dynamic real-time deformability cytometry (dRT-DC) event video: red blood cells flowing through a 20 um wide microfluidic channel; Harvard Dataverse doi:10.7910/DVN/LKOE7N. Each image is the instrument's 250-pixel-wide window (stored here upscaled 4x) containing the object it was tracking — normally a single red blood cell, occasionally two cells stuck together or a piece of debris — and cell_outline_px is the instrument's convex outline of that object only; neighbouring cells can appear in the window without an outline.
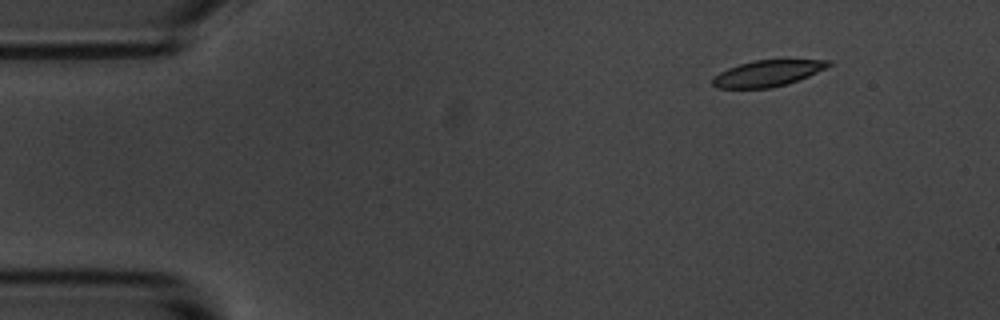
{"species": "common noctule bat (a hibernating species)", "species_latin": "Nyctalus noctula", "temperature_condition": "room temperature", "stored_images_in_passage": 51, "camera_frame_rate_fps": 3000, "um_per_image_px": 0.085, "animal": {"sex": "male", "body_mass_g": 20.1, "forearm_length_mm": 53.5}, "frame": {"image": 1, "passage_image": 2, "time_ms": 0.333, "image_size_px": [1000, 320], "cell_outline_px": [[832, 64], [808, 76], [788, 84], [768, 88], [716, 88], [712, 84], [712, 76], [728, 68], [752, 60], [832, 60]], "centroid_in_image_um": [65.2, 6.23], "position_along_channel_um": 19.8, "area_um2": 17.57}}
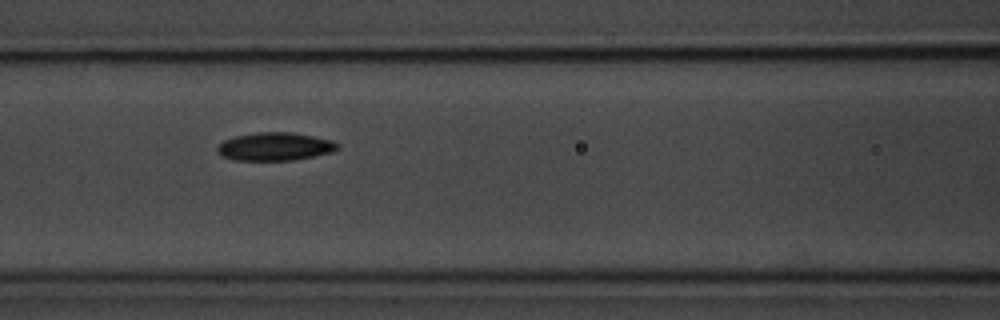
{"frame": {"image": 2, "passage_image": 19, "time_ms": 6.0, "image_size_px": [1000, 320], "cell_outline_px": [[340, 148], [332, 152], [292, 160], [232, 160], [220, 156], [216, 152], [216, 148], [224, 140], [236, 136], [256, 132], [292, 132], [332, 140], [340, 144]], "centroid_in_image_um": [23.35, 12.46], "position_along_channel_um": 143.3, "area_um2": 19.77}}
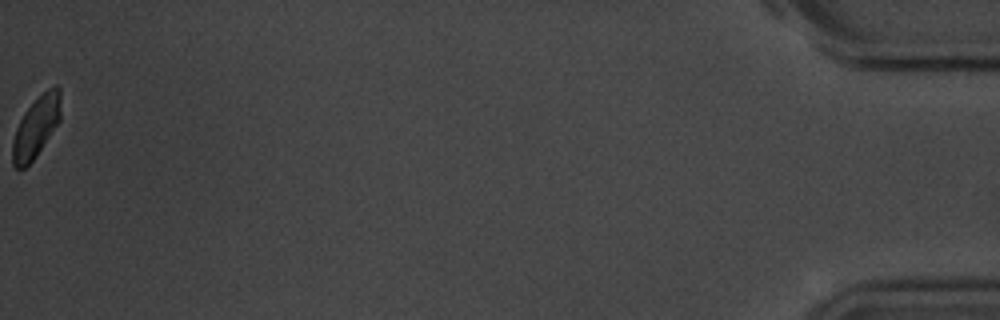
{"frame": {"image": 3, "passage_image": 51, "time_ms": 16.667, "image_size_px": [1000, 320], "cell_outline_px": [[60, 120], [36, 156], [24, 168], [16, 168], [12, 164], [12, 140], [16, 128], [24, 112], [48, 88], [56, 84], [60, 88]], "centroid_in_image_um": [3.06, 10.8], "position_along_channel_um": 432.1, "area_um2": 16.88}, "authors_computed_cell_mechanics": {"area_um2": 19.074, "velocity_mm_per_s": 3.6513, "shape_relaxation_time_tau1_ms": 2.5595, "shape_relaxation_time_tau2_ms": null, "deformation_change_tau1": 0.109, "deformation_change_tau2": null}}